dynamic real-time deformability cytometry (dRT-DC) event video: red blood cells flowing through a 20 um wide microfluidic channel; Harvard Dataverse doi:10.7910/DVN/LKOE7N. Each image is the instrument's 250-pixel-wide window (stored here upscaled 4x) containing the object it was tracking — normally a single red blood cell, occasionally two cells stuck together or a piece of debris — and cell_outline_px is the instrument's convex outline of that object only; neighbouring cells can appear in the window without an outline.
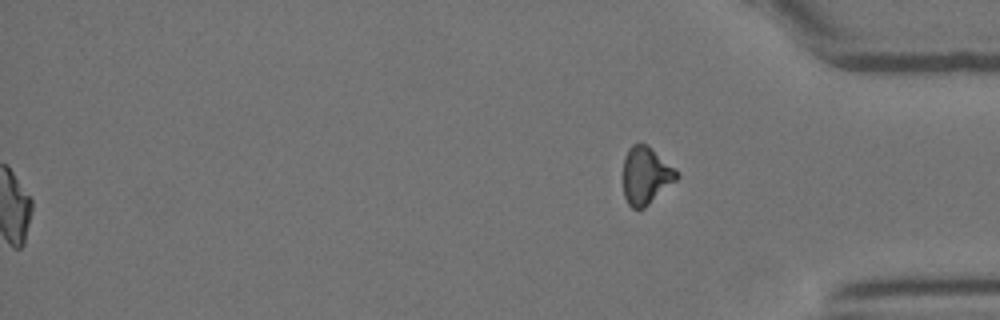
{"species": "Egyptian fruit bat (a non-hibernating species)", "species_latin": "Rousettus aegyptiacus", "temperature_condition": "room temperature", "stored_images_in_passage": 55, "segment_of_instrument_passage": [2, 2], "camera_frame_rate_fps": 3000, "um_per_image_px": 0.085, "animal": {"sex": "female"}, "frame": {"image": 1, "passage_image": 55, "time_ms": 18.0, "image_size_px": [1000, 320], "cell_outline_px": [[680, 176], [676, 180], [644, 208], [632, 208], [628, 204], [624, 196], [624, 156], [628, 148], [632, 144], [644, 144], [676, 168], [680, 172]], "centroid_in_image_um": [54.9, 14.93], "position_along_channel_um": 380.3, "area_um2": 17.69}}